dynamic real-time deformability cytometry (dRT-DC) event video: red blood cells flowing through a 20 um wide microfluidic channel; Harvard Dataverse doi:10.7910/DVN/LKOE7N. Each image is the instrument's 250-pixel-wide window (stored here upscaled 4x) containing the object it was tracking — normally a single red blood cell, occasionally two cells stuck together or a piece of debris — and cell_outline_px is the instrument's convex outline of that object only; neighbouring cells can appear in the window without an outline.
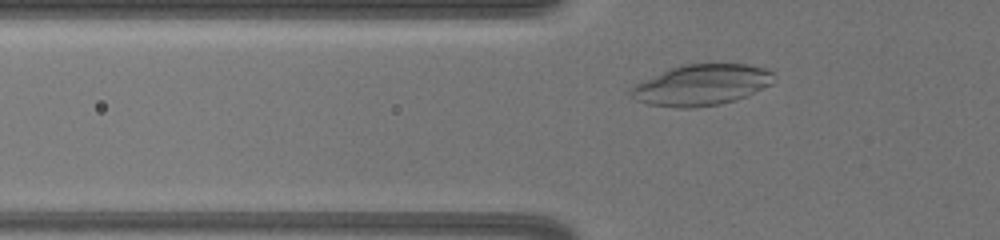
{"species": "common noctule bat (a hibernating species)", "species_latin": "Nyctalus noctula", "temperature_condition": "warm", "stored_images_in_passage": 52, "camera_frame_rate_fps": 3000, "um_per_image_px": 0.085, "animal": {"sex": "female", "body_mass_g": 19.5, "forearm_length_mm": 54.1}, "frame": {"image": 1, "passage_image": 10, "time_ms": 3.0, "image_size_px": [1000, 240], "cell_outline_px": [[772, 84], [736, 100], [720, 104], [692, 108], [676, 108], [648, 104], [636, 100], [628, 92], [628, 88], [632, 84], [672, 68], [684, 64], [744, 64], [764, 68], [772, 72]], "centroid_in_image_um": [59.56, 7.23], "position_along_channel_um": 66.2, "area_um2": 33.99}}
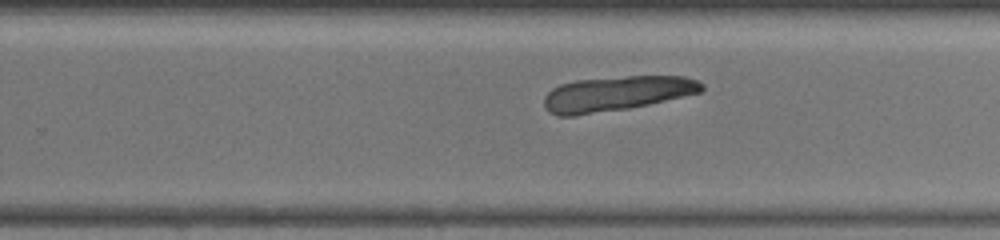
{"frame": {"image": 2, "passage_image": 30, "time_ms": 9.667, "image_size_px": [1000, 240], "cell_outline_px": [[704, 88], [700, 92], [648, 104], [628, 108], [576, 116], [556, 116], [548, 112], [544, 104], [544, 96], [552, 88], [560, 84], [576, 80], [628, 76], [684, 76], [696, 80], [704, 84]], "centroid_in_image_um": [52.36, 7.96], "position_along_channel_um": 277.4, "area_um2": 31.96}}
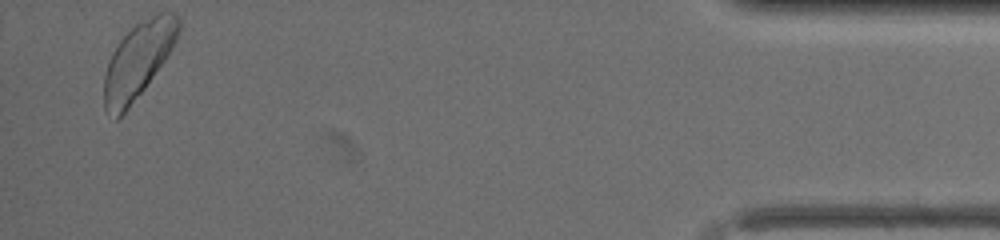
{"frame": {"image": 3, "passage_image": 50, "time_ms": 16.333, "image_size_px": [1000, 240], "cell_outline_px": [[180, 28], [176, 40], [172, 48], [164, 60], [144, 88], [128, 108], [116, 120], [104, 108], [104, 76], [112, 52], [120, 40], [136, 24], [160, 12], [176, 12], [180, 16]], "centroid_in_image_um": [11.75, 5.1], "position_along_channel_um": 423.5, "area_um2": 32.19}}